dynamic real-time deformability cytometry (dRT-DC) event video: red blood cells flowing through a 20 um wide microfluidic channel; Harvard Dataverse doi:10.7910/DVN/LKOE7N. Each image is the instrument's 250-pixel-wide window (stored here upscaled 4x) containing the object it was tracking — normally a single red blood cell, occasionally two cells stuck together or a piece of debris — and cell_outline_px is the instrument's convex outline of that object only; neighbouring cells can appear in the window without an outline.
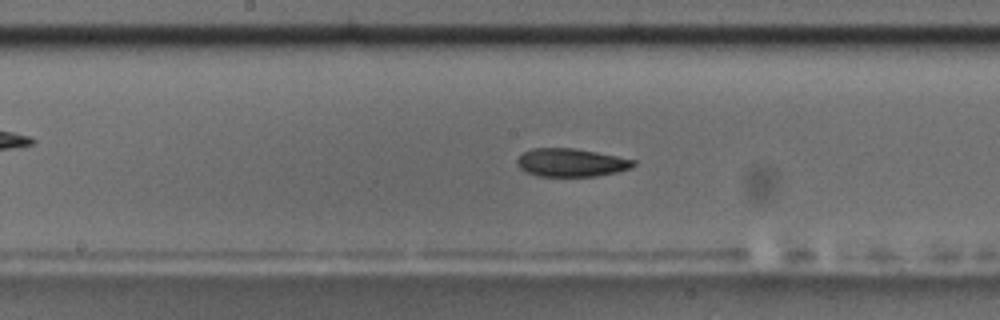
{"species": "common noctule bat (a hibernating species)", "species_latin": "Nyctalus noctula", "temperature_condition": "room temperature", "stored_images_in_passage": 47, "camera_frame_rate_fps": 3000, "um_per_image_px": 0.085, "animal": {"sex": "male", "body_mass_g": 17.5, "forearm_length_mm": 52.3}, "frame": {"image": 1, "passage_image": 21, "time_ms": 6.667, "image_size_px": [1000, 320], "cell_outline_px": [[636, 164], [628, 168], [616, 172], [596, 176], [536, 176], [524, 172], [516, 164], [516, 160], [524, 152], [532, 148], [576, 148], [636, 160]], "centroid_in_image_um": [48.5, 13.82], "position_along_channel_um": 199.7, "area_um2": 19.07}, "authors_computed_cell_mechanics": {"area_um2": 19.8254, "velocity_mm_per_s": 3.6824, "shape_relaxation_time_tau1_ms": 3.2493, "shape_relaxation_time_tau2_ms": 1.2518, "deformation_change_tau1": 0.1254, "deformation_change_tau2": 0.0568}}